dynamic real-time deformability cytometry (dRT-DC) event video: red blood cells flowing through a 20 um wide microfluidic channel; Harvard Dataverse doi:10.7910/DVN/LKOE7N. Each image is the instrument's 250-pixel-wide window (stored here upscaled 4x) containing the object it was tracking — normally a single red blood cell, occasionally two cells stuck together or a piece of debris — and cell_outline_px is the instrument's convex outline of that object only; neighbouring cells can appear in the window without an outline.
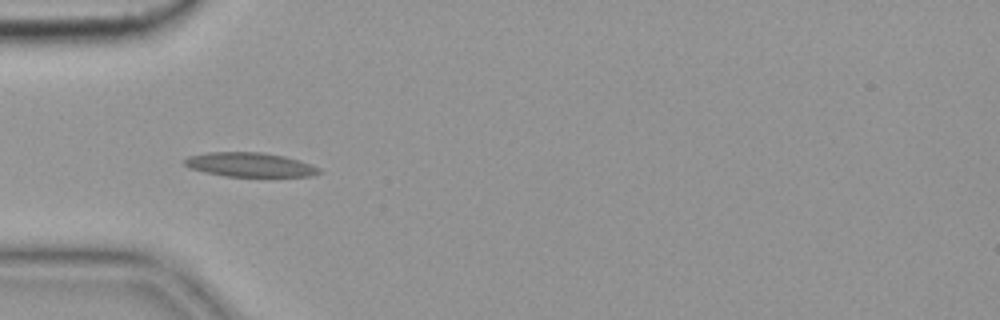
{"species": "common noctule bat (a hibernating species)", "species_latin": "Nyctalus noctula", "temperature_condition": "cold", "stored_images_in_passage": 10, "camera_frame_rate_fps": 3000, "um_per_image_px": 0.085, "animal": {"sex": "female", "body_mass_g": 19.9}, "frame": {"image": 1, "passage_image": 5, "time_ms": 1.333, "image_size_px": [1000, 320], "cell_outline_px": [[324, 172], [312, 176], [224, 176], [204, 172], [188, 168], [184, 164], [184, 160], [188, 156], [208, 152], [260, 152], [284, 156], [320, 168]], "centroid_in_image_um": [21.2, 14.0], "position_along_channel_um": 63.8, "area_um2": 18.9}}